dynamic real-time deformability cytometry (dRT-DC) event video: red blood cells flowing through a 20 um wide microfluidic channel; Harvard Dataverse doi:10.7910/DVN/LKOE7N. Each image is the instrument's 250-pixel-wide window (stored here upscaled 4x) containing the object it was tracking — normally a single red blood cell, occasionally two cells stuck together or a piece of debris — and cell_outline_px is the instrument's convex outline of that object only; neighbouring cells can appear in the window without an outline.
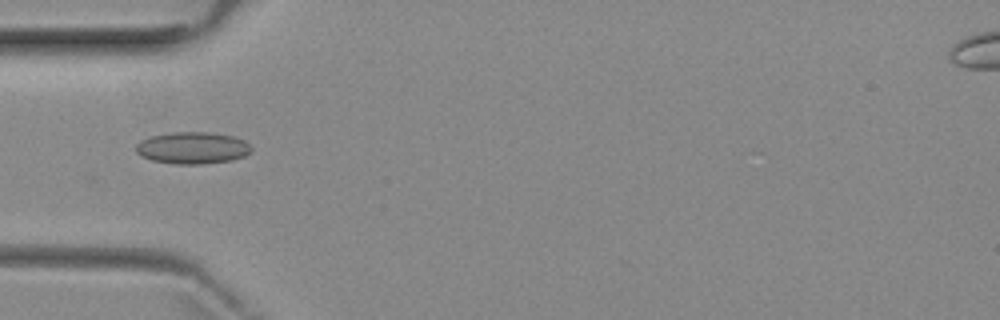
{"species": "common noctule bat (a hibernating species)", "species_latin": "Nyctalus noctula", "temperature_condition": "room temperature", "stored_images_in_passage": 6, "camera_frame_rate_fps": 3000, "um_per_image_px": 0.085, "animal": {"sex": "female", "body_mass_g": 29.2, "forearm_length_mm": 56.3}, "frame": {"image": 1, "passage_image": 5, "time_ms": 4.667, "image_size_px": [1000, 320], "cell_outline_px": [[252, 152], [244, 156], [232, 160], [200, 164], [176, 164], [152, 160], [140, 156], [136, 152], [136, 144], [140, 140], [148, 136], [168, 132], [208, 132], [232, 136], [244, 140], [252, 148]], "centroid_in_image_um": [16.33, 12.56], "position_along_channel_um": 68.7, "area_um2": 21.62}}
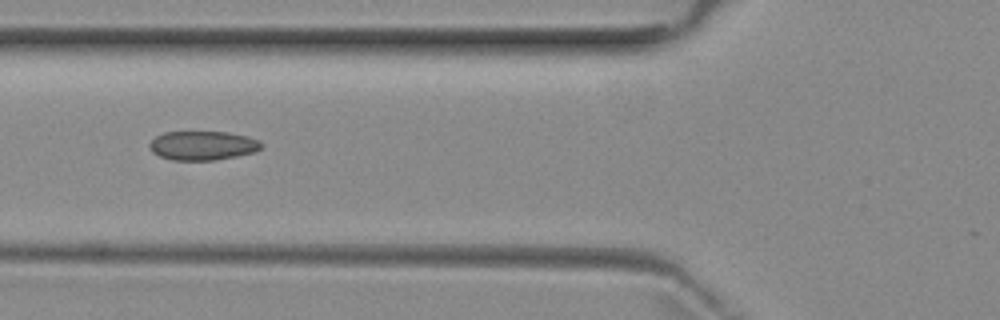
{"frame": {"image": 2, "passage_image": 6, "time_ms": 5.667, "image_size_px": [1000, 320], "cell_outline_px": [[264, 144], [256, 152], [216, 160], [172, 160], [160, 156], [152, 152], [148, 148], [148, 144], [156, 136], [164, 132], [228, 132], [248, 136], [260, 140]], "centroid_in_image_um": [17.24, 12.37], "position_along_channel_um": 108.6, "area_um2": 19.13}}